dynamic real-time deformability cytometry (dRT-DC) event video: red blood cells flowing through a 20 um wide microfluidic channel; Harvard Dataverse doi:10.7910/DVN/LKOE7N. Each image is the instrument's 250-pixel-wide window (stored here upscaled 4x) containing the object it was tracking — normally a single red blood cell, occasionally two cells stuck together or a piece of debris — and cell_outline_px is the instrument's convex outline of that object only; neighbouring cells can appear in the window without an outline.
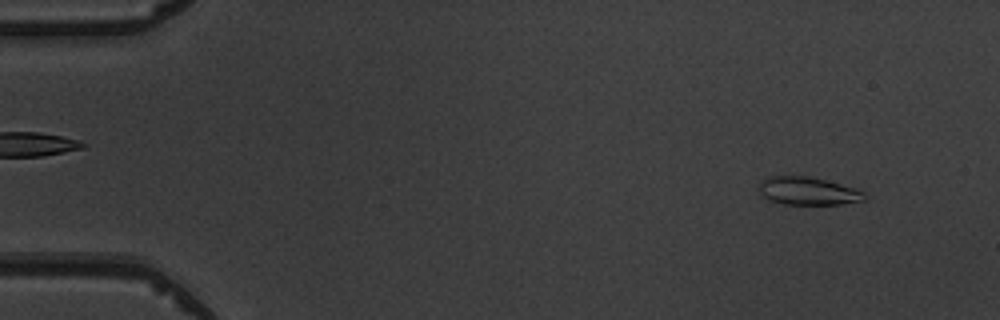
{"species": "common noctule bat (a hibernating species)", "species_latin": "Nyctalus noctula", "temperature_condition": "warm", "stored_images_in_passage": 4, "camera_frame_rate_fps": 3000, "um_per_image_px": 0.085, "animal": {"sex": "male", "body_mass_g": 19.5, "forearm_length_mm": 54.6}, "frame": {"image": 1, "passage_image": 1, "time_ms": 0.0, "image_size_px": [1000, 320], "cell_outline_px": [[868, 200], [840, 204], [784, 204], [768, 200], [760, 192], [760, 180], [768, 176], [808, 176], [860, 188], [868, 196]], "centroid_in_image_um": [68.75, 16.23], "position_along_channel_um": 16.3, "area_um2": 17.46}}
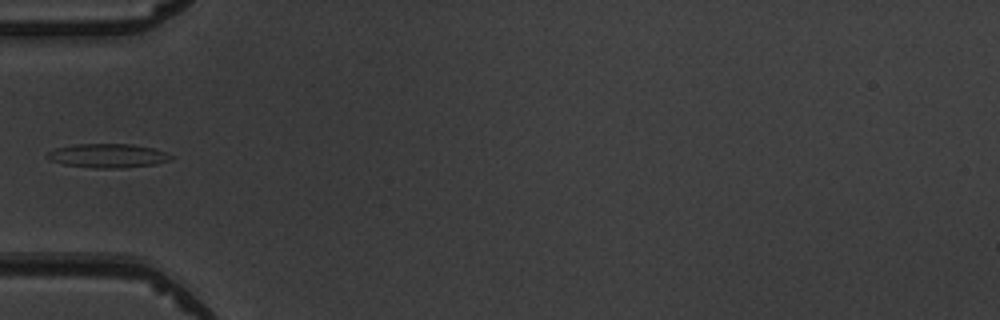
{"frame": {"image": 2, "passage_image": 4, "time_ms": 4.333, "image_size_px": [1000, 320], "cell_outline_px": [[172, 160], [156, 164], [124, 168], [92, 168], [64, 164], [48, 160], [44, 156], [48, 152], [56, 148], [76, 144], [132, 144], [152, 148], [164, 152], [172, 156]], "centroid_in_image_um": [9.13, 13.24], "position_along_channel_um": 75.9, "area_um2": 17.34}}